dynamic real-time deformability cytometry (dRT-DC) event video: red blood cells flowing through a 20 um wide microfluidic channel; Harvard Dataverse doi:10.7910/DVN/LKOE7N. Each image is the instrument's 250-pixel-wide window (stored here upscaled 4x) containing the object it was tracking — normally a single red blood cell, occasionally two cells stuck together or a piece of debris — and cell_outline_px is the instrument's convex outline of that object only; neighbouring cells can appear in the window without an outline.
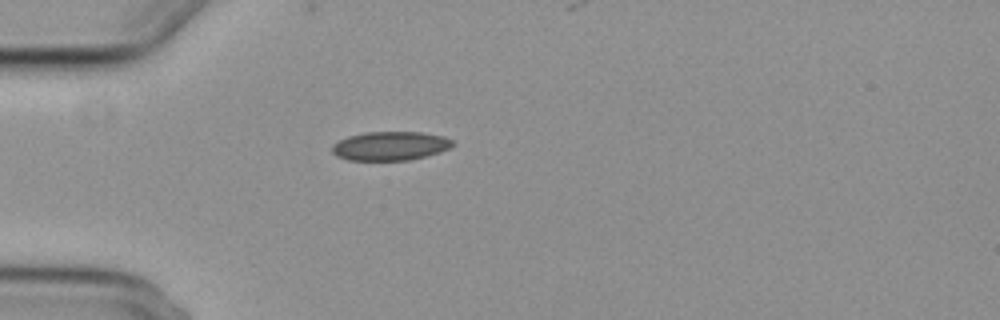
{"species": "common noctule bat (a hibernating species)", "species_latin": "Nyctalus noctula", "temperature_condition": "cold", "stored_images_in_passage": 1, "camera_frame_rate_fps": 3000, "um_per_image_px": 0.085, "animal": {"sex": "female", "body_mass_g": 29.2, "forearm_length_mm": 56.3}, "frame": {"image": 1, "passage_image": 1, "time_ms": 0.0, "image_size_px": [1000, 320], "cell_outline_px": [[456, 144], [440, 152], [408, 160], [348, 160], [336, 156], [332, 152], [332, 144], [348, 136], [364, 132], [420, 132], [444, 136], [452, 140]], "centroid_in_image_um": [33.16, 12.4], "position_along_channel_um": 51.8, "area_um2": 20.29}}